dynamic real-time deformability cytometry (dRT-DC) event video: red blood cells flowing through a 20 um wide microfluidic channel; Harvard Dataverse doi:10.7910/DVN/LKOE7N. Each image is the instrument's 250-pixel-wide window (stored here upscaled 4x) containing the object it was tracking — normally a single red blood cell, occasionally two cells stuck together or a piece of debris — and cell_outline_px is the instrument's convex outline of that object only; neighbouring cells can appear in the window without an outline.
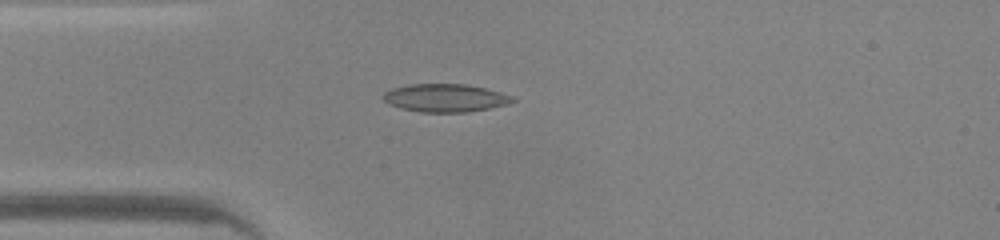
{"species": "common noctule bat (a hibernating species)", "species_latin": "Nyctalus noctula", "temperature_condition": "warm", "stored_images_in_passage": 36, "camera_frame_rate_fps": 3000, "um_per_image_px": 0.085, "animal": {"sex": "male", "body_mass_g": 20.0, "forearm_length_mm": 53.3}, "frame": {"image": 1, "passage_image": 1, "time_ms": 0.0, "image_size_px": [1000, 240], "cell_outline_px": [[516, 100], [508, 104], [468, 112], [420, 112], [400, 108], [388, 104], [380, 96], [384, 92], [392, 88], [412, 84], [464, 84], [484, 88], [500, 92], [512, 96]], "centroid_in_image_um": [37.8, 8.33], "position_along_channel_um": 47.2, "area_um2": 21.1}}
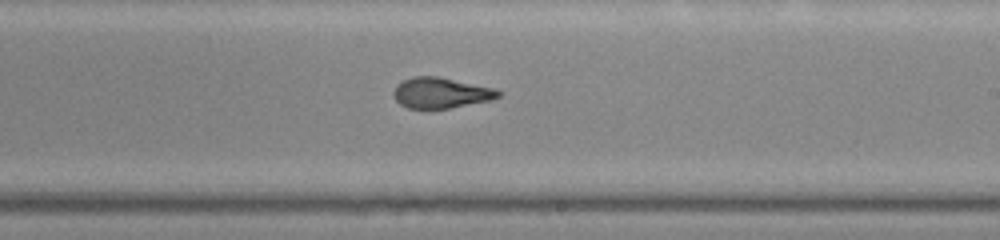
{"frame": {"image": 2, "passage_image": 16, "time_ms": 5.0, "image_size_px": [1000, 240], "cell_outline_px": [[504, 92], [500, 96], [492, 100], [448, 108], [408, 108], [400, 104], [396, 100], [392, 92], [396, 84], [412, 76], [440, 76], [492, 88]], "centroid_in_image_um": [37.47, 7.88], "position_along_channel_um": 251.5, "area_um2": 18.73}}
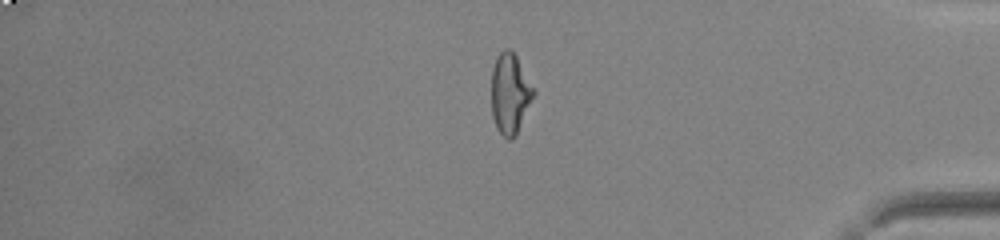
{"frame": {"image": 3, "passage_image": 28, "time_ms": 9.0, "image_size_px": [1000, 240], "cell_outline_px": [[536, 92], [516, 136], [512, 140], [508, 140], [496, 128], [492, 116], [492, 68], [496, 56], [504, 48], [512, 48]], "centroid_in_image_um": [43.35, 7.94], "position_along_channel_um": 391.8, "area_um2": 19.94}, "authors_computed_cell_mechanics": {"area_um2": 19.941, "velocity_mm_per_s": 4.278, "shape_relaxation_time_tau1_ms": null, "shape_relaxation_time_tau2_ms": 1.2092, "deformation_change_tau1": null, "deformation_change_tau2": 0.0803}}